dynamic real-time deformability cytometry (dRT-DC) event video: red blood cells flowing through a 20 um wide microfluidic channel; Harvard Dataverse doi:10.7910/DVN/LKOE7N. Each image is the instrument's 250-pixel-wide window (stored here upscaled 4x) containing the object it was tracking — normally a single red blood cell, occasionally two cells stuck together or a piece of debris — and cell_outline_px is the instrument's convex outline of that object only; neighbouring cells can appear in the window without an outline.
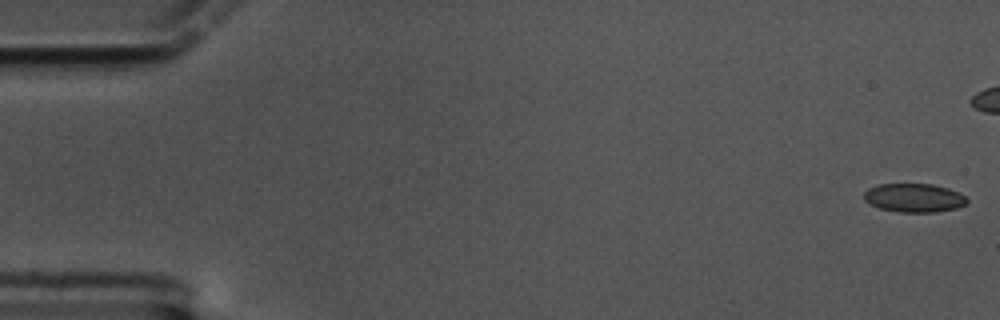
{"species": "common noctule bat (a hibernating species)", "species_latin": "Nyctalus noctula", "temperature_condition": "cold", "stored_images_in_passage": 49, "camera_frame_rate_fps": 3000, "um_per_image_px": 0.085, "animal": {"sex": "male", "body_mass_g": 17.5, "forearm_length_mm": 52.3}, "frame": {"image": 1, "passage_image": 1, "time_ms": 0.0, "image_size_px": [1000, 320], "cell_outline_px": [[968, 200], [964, 204], [956, 208], [936, 212], [900, 212], [880, 208], [868, 204], [864, 200], [864, 192], [868, 188], [880, 184], [932, 184], [948, 188], [964, 196]], "centroid_in_image_um": [77.65, 16.81], "position_along_channel_um": 7.4, "area_um2": 17.11}}
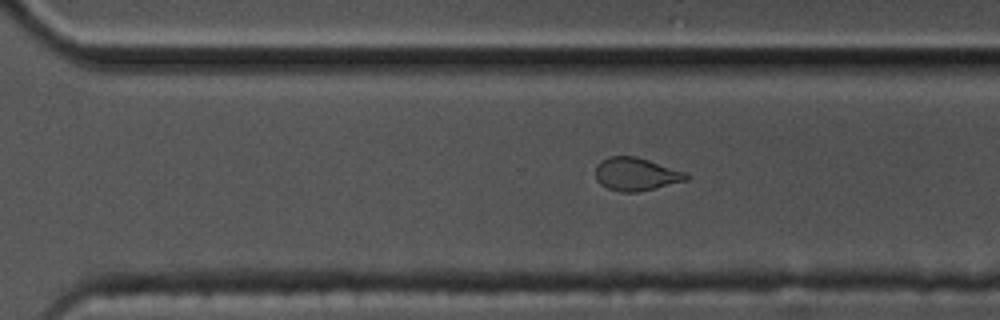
{"frame": {"image": 2, "passage_image": 41, "time_ms": 13.333, "image_size_px": [1000, 320], "cell_outline_px": [[692, 176], [688, 180], [656, 188], [636, 192], [620, 192], [608, 188], [600, 184], [596, 180], [596, 164], [600, 160], [608, 156], [636, 156], [688, 172]], "centroid_in_image_um": [54.09, 14.79], "position_along_channel_um": 316.5, "area_um2": 17.8}}
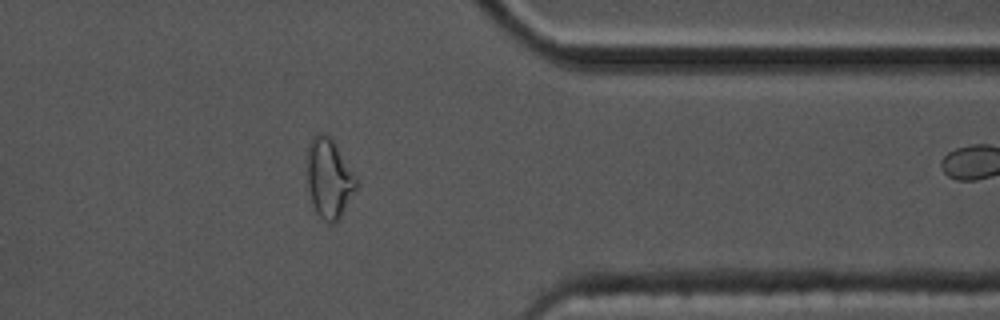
{"frame": {"image": 3, "passage_image": 48, "time_ms": 15.667, "image_size_px": [1000, 320], "cell_outline_px": [[360, 184], [340, 216], [332, 224], [328, 224], [316, 212], [312, 204], [308, 188], [308, 144], [312, 136], [316, 132], [320, 132], [328, 136], [332, 140], [356, 176]], "centroid_in_image_um": [27.98, 15.16], "position_along_channel_um": 383.4, "area_um2": 22.6}}